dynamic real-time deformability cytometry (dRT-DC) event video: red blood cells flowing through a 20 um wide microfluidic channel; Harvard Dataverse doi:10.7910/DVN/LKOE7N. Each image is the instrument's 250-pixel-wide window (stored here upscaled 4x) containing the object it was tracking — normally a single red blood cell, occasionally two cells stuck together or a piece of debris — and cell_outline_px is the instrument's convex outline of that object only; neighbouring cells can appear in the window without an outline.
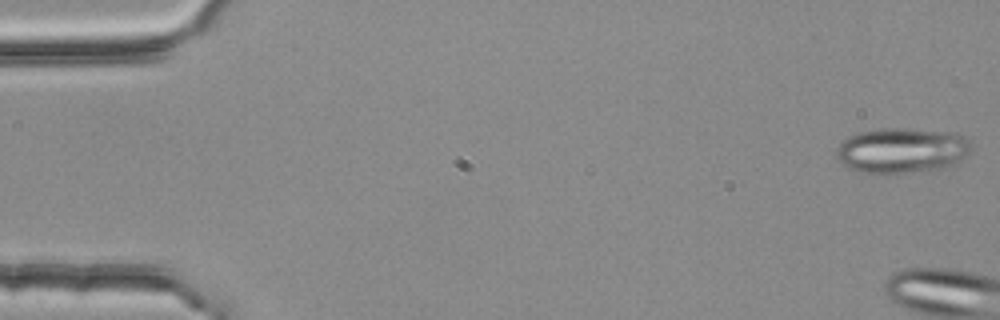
{"species": "common noctule bat (a hibernating species)", "species_latin": "Nyctalus noctula", "temperature_condition": "room temperature", "stored_images_in_passage": 6, "camera_frame_rate_fps": 3000, "um_per_image_px": 0.085, "animal": {"sex": "female", "body_mass_g": 25.1}, "frame": {"image": 1, "passage_image": 1, "time_ms": 0.0, "image_size_px": [1000, 320], "cell_outline_px": [[972, 148], [956, 164], [944, 168], [904, 172], [864, 172], [848, 168], [836, 156], [836, 148], [848, 136], [856, 132], [884, 128], [904, 128], [960, 132], [972, 144]], "centroid_in_image_um": [76.69, 12.75], "position_along_channel_um": 8.3, "area_um2": 35.55}}